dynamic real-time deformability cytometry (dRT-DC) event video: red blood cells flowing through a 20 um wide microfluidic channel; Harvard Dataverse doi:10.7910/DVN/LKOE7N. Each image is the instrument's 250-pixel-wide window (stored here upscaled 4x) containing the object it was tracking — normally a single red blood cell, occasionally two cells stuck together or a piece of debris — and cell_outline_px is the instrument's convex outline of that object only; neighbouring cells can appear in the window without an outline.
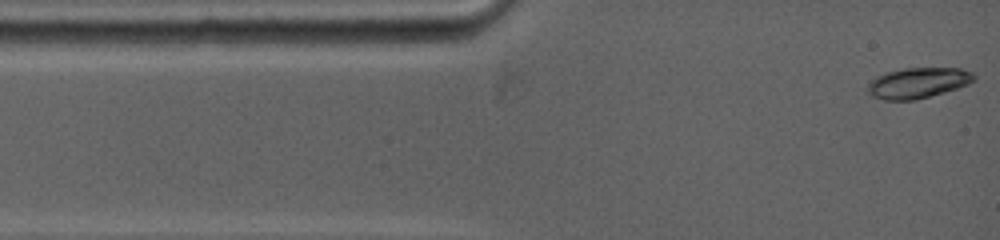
{"species": "common noctule bat (a hibernating species)", "species_latin": "Nyctalus noctula", "temperature_condition": "warm", "stored_images_in_passage": 7, "camera_frame_rate_fps": 5000, "um_per_image_px": 0.085, "animal": {"sex": "female", "body_mass_g": 19.0, "forearm_length_mm": 53.3}, "frame": {"image": 1, "passage_image": 1, "time_ms": 0.0, "image_size_px": [1000, 240], "cell_outline_px": [[976, 76], [972, 80], [956, 88], [928, 96], [912, 100], [884, 100], [876, 96], [868, 88], [868, 84], [876, 76], [884, 72], [904, 68], [960, 68], [972, 72]], "centroid_in_image_um": [78.01, 7.02], "position_along_channel_um": 7.0, "area_um2": 18.38}}
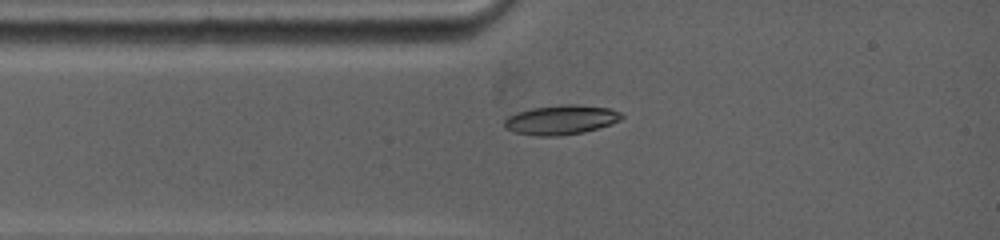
{"frame": {"image": 2, "passage_image": 6, "time_ms": 2.0, "image_size_px": [1000, 240], "cell_outline_px": [[624, 116], [620, 120], [584, 132], [556, 136], [540, 136], [516, 132], [504, 128], [504, 120], [508, 116], [516, 112], [532, 108], [564, 104], [576, 104], [608, 108], [620, 112]], "centroid_in_image_um": [47.65, 10.17], "position_along_channel_um": 37.3, "area_um2": 19.94}}